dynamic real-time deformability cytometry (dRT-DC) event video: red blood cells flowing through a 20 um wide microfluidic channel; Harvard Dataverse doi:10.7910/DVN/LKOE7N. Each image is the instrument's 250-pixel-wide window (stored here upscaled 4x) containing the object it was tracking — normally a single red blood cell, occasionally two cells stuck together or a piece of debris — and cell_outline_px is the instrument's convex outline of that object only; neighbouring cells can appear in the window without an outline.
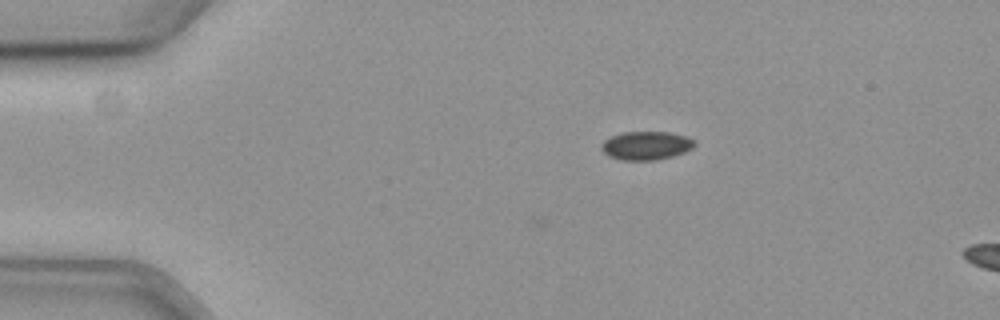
{"species": "common noctule bat (a hibernating species)", "species_latin": "Nyctalus noctula", "temperature_condition": "cold", "stored_images_in_passage": 3, "camera_frame_rate_fps": 3000, "um_per_image_px": 0.085, "animal": {"sex": "female", "body_mass_g": 19.3, "forearm_length_mm": 54.1}, "frame": {"image": 1, "passage_image": 1, "time_ms": 0.0, "image_size_px": [1000, 320], "cell_outline_px": [[696, 144], [692, 148], [684, 152], [672, 156], [656, 160], [624, 160], [608, 156], [600, 148], [600, 144], [604, 140], [612, 136], [624, 132], [668, 132], [688, 136], [696, 140]], "centroid_in_image_um": [54.94, 12.37], "position_along_channel_um": 30.1, "area_um2": 15.55}}